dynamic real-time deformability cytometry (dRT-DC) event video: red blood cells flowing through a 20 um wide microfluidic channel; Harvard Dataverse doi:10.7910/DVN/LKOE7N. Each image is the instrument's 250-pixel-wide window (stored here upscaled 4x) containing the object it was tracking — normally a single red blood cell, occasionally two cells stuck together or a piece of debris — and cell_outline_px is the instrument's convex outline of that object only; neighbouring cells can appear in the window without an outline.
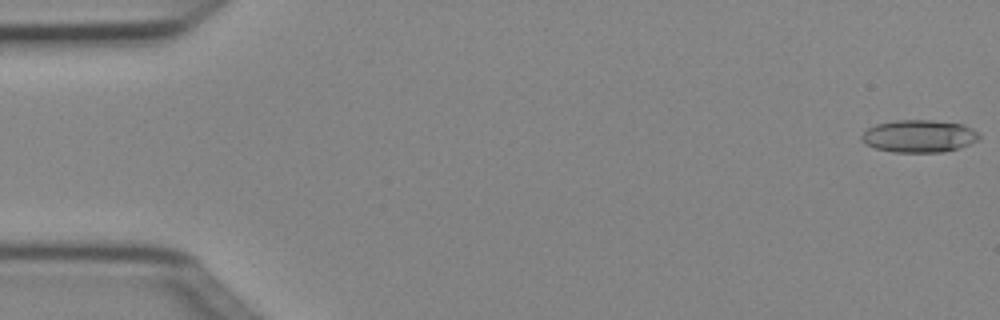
{"species": "Egyptian fruit bat (a non-hibernating species)", "species_latin": "Rousettus aegyptiacus", "temperature_condition": "cold", "stored_images_in_passage": 4, "camera_frame_rate_fps": 3000, "um_per_image_px": 0.085, "animal": {"sex": "female"}, "frame": {"image": 1, "passage_image": 1, "time_ms": 0.0, "image_size_px": [1000, 320], "cell_outline_px": [[980, 140], [960, 148], [944, 152], [892, 152], [876, 148], [864, 144], [860, 140], [860, 136], [868, 128], [876, 124], [896, 120], [932, 120], [964, 124], [980, 132]], "centroid_in_image_um": [78.15, 11.57], "position_along_channel_um": 6.9, "area_um2": 22.6}}
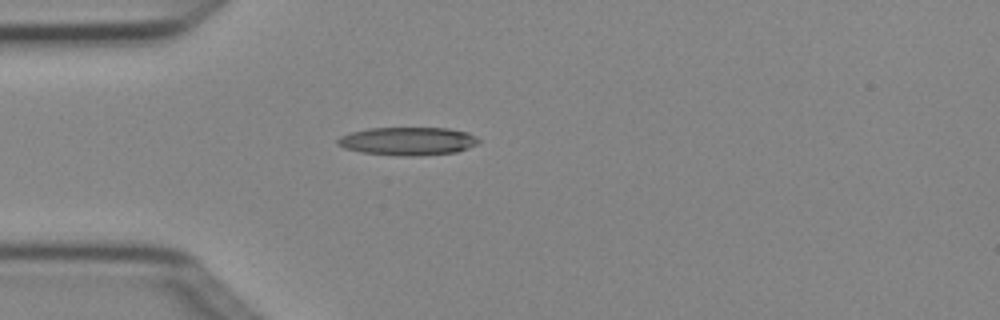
{"frame": {"image": 2, "passage_image": 4, "time_ms": 1.0, "image_size_px": [1000, 320], "cell_outline_px": [[480, 140], [476, 144], [468, 148], [456, 152], [420, 156], [400, 156], [360, 152], [344, 148], [336, 144], [336, 140], [340, 136], [352, 132], [368, 128], [448, 128], [468, 132], [476, 136]], "centroid_in_image_um": [34.65, 12.0], "position_along_channel_um": 50.3, "area_um2": 23.29}}